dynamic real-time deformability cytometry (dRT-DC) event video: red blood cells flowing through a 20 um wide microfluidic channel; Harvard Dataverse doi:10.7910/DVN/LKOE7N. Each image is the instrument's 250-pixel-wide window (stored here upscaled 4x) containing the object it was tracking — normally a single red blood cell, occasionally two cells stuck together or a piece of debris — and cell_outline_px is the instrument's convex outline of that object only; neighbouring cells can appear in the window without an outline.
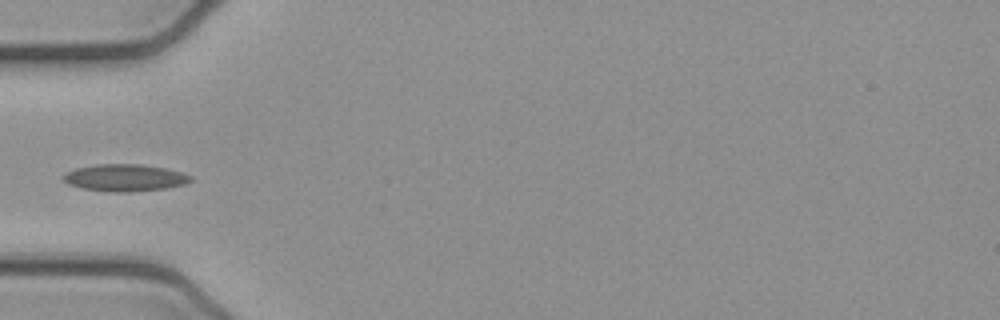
{"species": "common noctule bat (a hibernating species)", "species_latin": "Nyctalus noctula", "temperature_condition": "cold", "stored_images_in_passage": 36, "camera_frame_rate_fps": 3000, "um_per_image_px": 0.085, "animal": {"sex": "female", "body_mass_g": 21.9}, "frame": {"image": 1, "passage_image": 1, "time_ms": 0.0, "image_size_px": [1000, 320], "cell_outline_px": [[192, 180], [184, 184], [168, 188], [128, 192], [112, 192], [80, 188], [68, 184], [60, 176], [64, 172], [76, 168], [96, 164], [144, 164], [164, 168], [180, 172], [192, 176]], "centroid_in_image_um": [10.57, 15.1], "position_along_channel_um": 74.4, "area_um2": 20.23}}
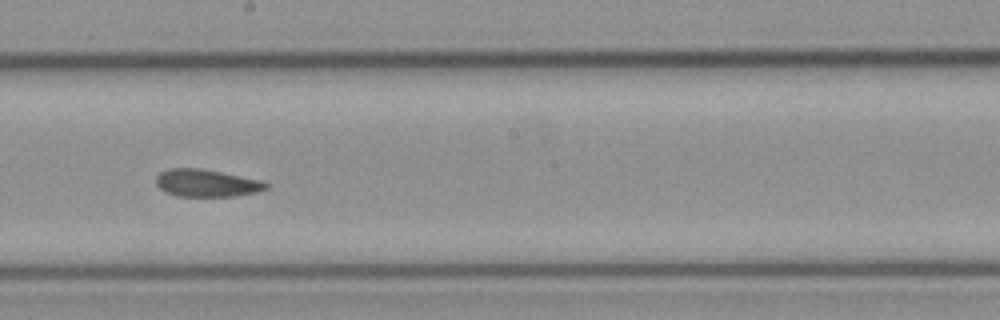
{"frame": {"image": 2, "passage_image": 13, "time_ms": 4.0, "image_size_px": [1000, 320], "cell_outline_px": [[268, 188], [256, 192], [232, 196], [176, 196], [164, 192], [156, 184], [156, 176], [160, 172], [168, 168], [200, 168], [260, 180], [268, 184]], "centroid_in_image_um": [17.5, 15.56], "position_along_channel_um": 230.7, "area_um2": 17.46}}
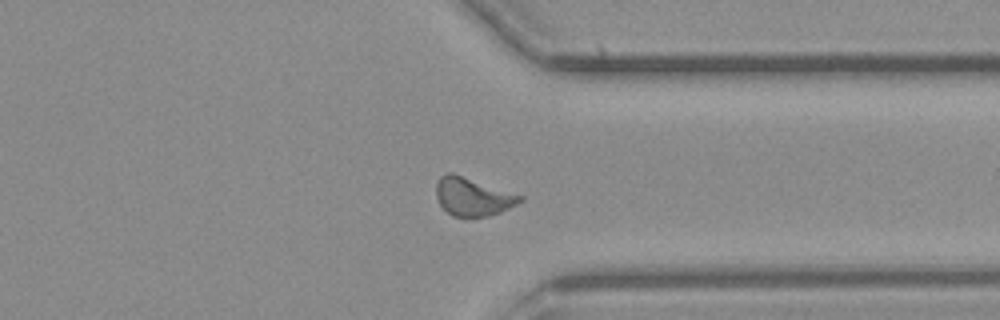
{"frame": {"image": 3, "passage_image": 24, "time_ms": 7.667, "image_size_px": [1000, 320], "cell_outline_px": [[524, 200], [500, 212], [488, 216], [452, 216], [440, 204], [436, 196], [436, 180], [440, 176], [448, 172], [452, 172], [524, 196]], "centroid_in_image_um": [40.17, 16.7], "position_along_channel_um": 371.2, "area_um2": 18.55}}